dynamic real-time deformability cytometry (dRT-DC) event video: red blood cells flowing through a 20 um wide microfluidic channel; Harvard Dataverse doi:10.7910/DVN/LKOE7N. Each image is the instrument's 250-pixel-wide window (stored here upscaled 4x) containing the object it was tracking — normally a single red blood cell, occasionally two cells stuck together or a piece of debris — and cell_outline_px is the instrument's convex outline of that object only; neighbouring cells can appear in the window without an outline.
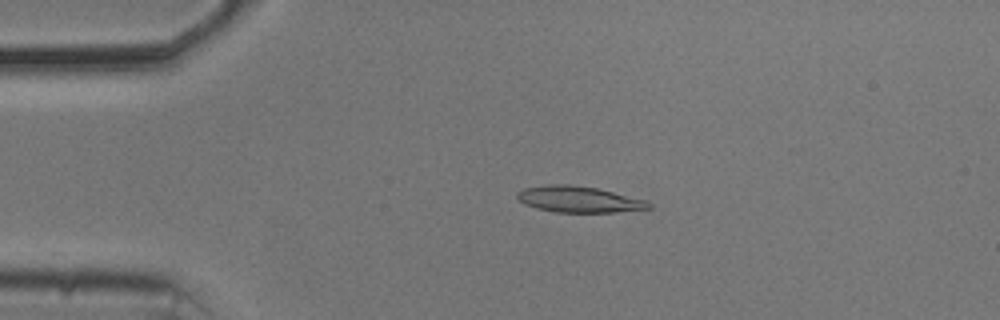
{"species": "common noctule bat (a hibernating species)", "species_latin": "Nyctalus noctula", "temperature_condition": "cold", "stored_images_in_passage": 44, "camera_frame_rate_fps": 3000, "um_per_image_px": 0.085, "animal": {"sex": "male", "body_mass_g": 20.5, "forearm_length_mm": 52.5}, "frame": {"image": 1, "passage_image": 1, "time_ms": 0.0, "image_size_px": [1000, 320], "cell_outline_px": [[652, 208], [616, 212], [556, 212], [536, 208], [524, 204], [516, 196], [516, 192], [524, 188], [548, 184], [568, 184], [596, 188], [644, 200], [652, 204]], "centroid_in_image_um": [49.16, 16.94], "position_along_channel_um": 35.8, "area_um2": 19.88}}
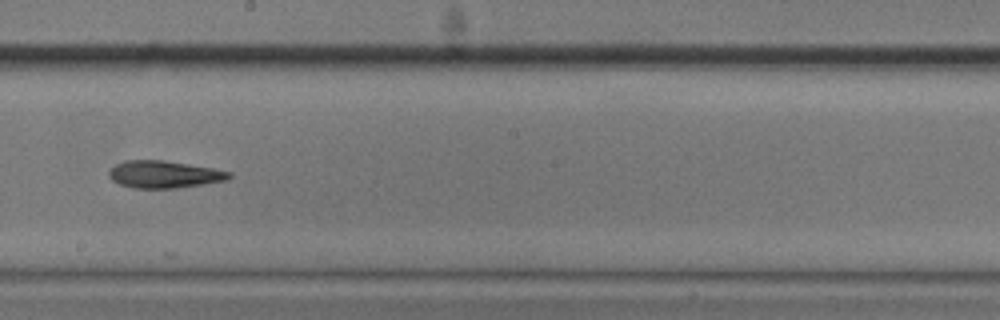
{"frame": {"image": 2, "passage_image": 20, "time_ms": 6.333, "image_size_px": [1000, 320], "cell_outline_px": [[232, 176], [228, 180], [204, 184], [176, 188], [132, 188], [120, 184], [112, 180], [108, 176], [108, 172], [116, 164], [124, 160], [164, 160], [212, 168], [232, 172]], "centroid_in_image_um": [13.95, 14.82], "position_along_channel_um": 234.2, "area_um2": 19.13}}
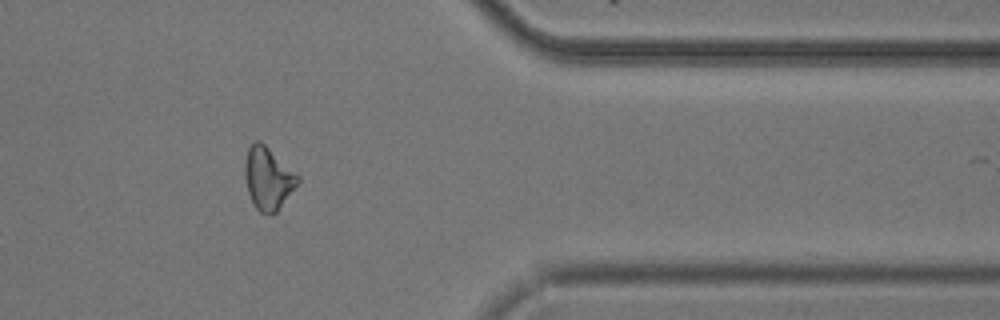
{"frame": {"image": 3, "passage_image": 34, "time_ms": 11.0, "image_size_px": [1000, 320], "cell_outline_px": [[300, 180], [276, 212], [260, 212], [256, 208], [248, 192], [244, 172], [244, 168], [248, 148], [256, 140], [260, 140], [300, 176]], "centroid_in_image_um": [22.78, 15.12], "position_along_channel_um": 388.6, "area_um2": 18.79}, "authors_computed_cell_mechanics": {"area_um2": 19.1029, "velocity_mm_per_s": 3.6927, "shape_relaxation_time_tau1_ms": 4.5108, "shape_relaxation_time_tau2_ms": null, "deformation_change_tau1": 0.1407, "deformation_change_tau2": null}}